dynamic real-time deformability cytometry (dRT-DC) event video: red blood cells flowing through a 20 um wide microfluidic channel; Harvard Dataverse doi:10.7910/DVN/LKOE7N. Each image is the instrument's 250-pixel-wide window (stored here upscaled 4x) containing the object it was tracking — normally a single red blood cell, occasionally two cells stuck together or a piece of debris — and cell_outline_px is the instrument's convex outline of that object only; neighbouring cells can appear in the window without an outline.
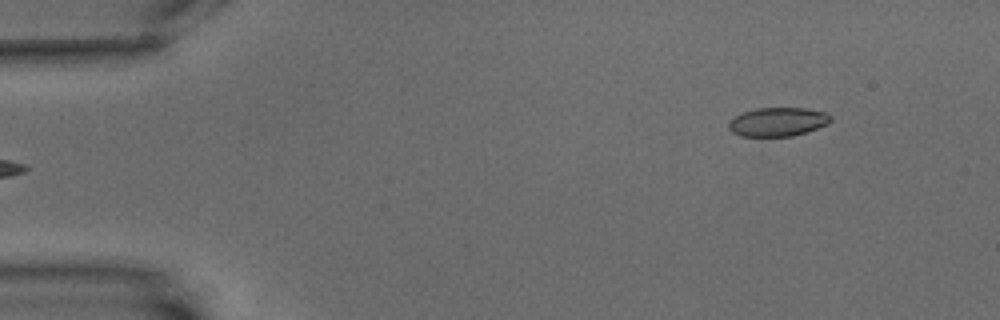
{"species": "common noctule bat (a hibernating species)", "species_latin": "Nyctalus noctula", "temperature_condition": "warm", "stored_images_in_passage": 4, "camera_frame_rate_fps": 3000, "um_per_image_px": 0.085, "animal": {"sex": "male", "body_mass_g": 15.6}, "frame": {"image": 1, "passage_image": 4, "time_ms": 4.333, "image_size_px": [1000, 320], "cell_outline_px": [[832, 120], [828, 124], [792, 136], [740, 136], [732, 132], [728, 128], [728, 124], [736, 116], [744, 112], [756, 108], [808, 108], [828, 112], [832, 116]], "centroid_in_image_um": [66.15, 10.35], "position_along_channel_um": 18.8, "area_um2": 17.11}}